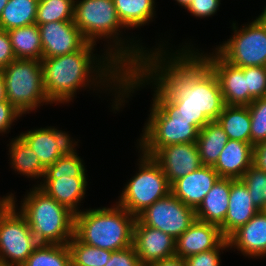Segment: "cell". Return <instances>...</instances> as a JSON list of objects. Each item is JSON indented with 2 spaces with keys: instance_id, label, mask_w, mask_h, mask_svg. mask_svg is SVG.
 <instances>
[{
  "instance_id": "obj_40",
  "label": "cell",
  "mask_w": 266,
  "mask_h": 266,
  "mask_svg": "<svg viewBox=\"0 0 266 266\" xmlns=\"http://www.w3.org/2000/svg\"><path fill=\"white\" fill-rule=\"evenodd\" d=\"M23 114L7 100L0 102V133L7 132L13 122Z\"/></svg>"
},
{
  "instance_id": "obj_10",
  "label": "cell",
  "mask_w": 266,
  "mask_h": 266,
  "mask_svg": "<svg viewBox=\"0 0 266 266\" xmlns=\"http://www.w3.org/2000/svg\"><path fill=\"white\" fill-rule=\"evenodd\" d=\"M232 26L234 35L214 51L237 67H266V18L260 14L240 30L236 23Z\"/></svg>"
},
{
  "instance_id": "obj_1",
  "label": "cell",
  "mask_w": 266,
  "mask_h": 266,
  "mask_svg": "<svg viewBox=\"0 0 266 266\" xmlns=\"http://www.w3.org/2000/svg\"><path fill=\"white\" fill-rule=\"evenodd\" d=\"M162 46L151 50L138 68L126 71L122 105L134 89L152 83L201 129L210 121H216L225 107L216 74L188 44L176 54Z\"/></svg>"
},
{
  "instance_id": "obj_24",
  "label": "cell",
  "mask_w": 266,
  "mask_h": 266,
  "mask_svg": "<svg viewBox=\"0 0 266 266\" xmlns=\"http://www.w3.org/2000/svg\"><path fill=\"white\" fill-rule=\"evenodd\" d=\"M229 138L217 121H210L200 129L196 145L201 162L214 166Z\"/></svg>"
},
{
  "instance_id": "obj_19",
  "label": "cell",
  "mask_w": 266,
  "mask_h": 266,
  "mask_svg": "<svg viewBox=\"0 0 266 266\" xmlns=\"http://www.w3.org/2000/svg\"><path fill=\"white\" fill-rule=\"evenodd\" d=\"M227 240L229 248H236L248 258L266 256V210L258 211Z\"/></svg>"
},
{
  "instance_id": "obj_37",
  "label": "cell",
  "mask_w": 266,
  "mask_h": 266,
  "mask_svg": "<svg viewBox=\"0 0 266 266\" xmlns=\"http://www.w3.org/2000/svg\"><path fill=\"white\" fill-rule=\"evenodd\" d=\"M229 242L225 239L217 248L185 258L186 266H220V251L227 250Z\"/></svg>"
},
{
  "instance_id": "obj_41",
  "label": "cell",
  "mask_w": 266,
  "mask_h": 266,
  "mask_svg": "<svg viewBox=\"0 0 266 266\" xmlns=\"http://www.w3.org/2000/svg\"><path fill=\"white\" fill-rule=\"evenodd\" d=\"M14 60H16V57L12 49L10 36L6 30L0 29V71Z\"/></svg>"
},
{
  "instance_id": "obj_44",
  "label": "cell",
  "mask_w": 266,
  "mask_h": 266,
  "mask_svg": "<svg viewBox=\"0 0 266 266\" xmlns=\"http://www.w3.org/2000/svg\"><path fill=\"white\" fill-rule=\"evenodd\" d=\"M7 100L6 91H5V82L0 71V102Z\"/></svg>"
},
{
  "instance_id": "obj_14",
  "label": "cell",
  "mask_w": 266,
  "mask_h": 266,
  "mask_svg": "<svg viewBox=\"0 0 266 266\" xmlns=\"http://www.w3.org/2000/svg\"><path fill=\"white\" fill-rule=\"evenodd\" d=\"M176 240L169 234L142 224L137 218L133 227V246L143 266L175 256Z\"/></svg>"
},
{
  "instance_id": "obj_28",
  "label": "cell",
  "mask_w": 266,
  "mask_h": 266,
  "mask_svg": "<svg viewBox=\"0 0 266 266\" xmlns=\"http://www.w3.org/2000/svg\"><path fill=\"white\" fill-rule=\"evenodd\" d=\"M39 0H8L0 16V29L12 30L36 24Z\"/></svg>"
},
{
  "instance_id": "obj_39",
  "label": "cell",
  "mask_w": 266,
  "mask_h": 266,
  "mask_svg": "<svg viewBox=\"0 0 266 266\" xmlns=\"http://www.w3.org/2000/svg\"><path fill=\"white\" fill-rule=\"evenodd\" d=\"M220 2V0H193L187 10L199 18L210 17L217 13Z\"/></svg>"
},
{
  "instance_id": "obj_27",
  "label": "cell",
  "mask_w": 266,
  "mask_h": 266,
  "mask_svg": "<svg viewBox=\"0 0 266 266\" xmlns=\"http://www.w3.org/2000/svg\"><path fill=\"white\" fill-rule=\"evenodd\" d=\"M16 59L42 60V43L37 24L7 31Z\"/></svg>"
},
{
  "instance_id": "obj_36",
  "label": "cell",
  "mask_w": 266,
  "mask_h": 266,
  "mask_svg": "<svg viewBox=\"0 0 266 266\" xmlns=\"http://www.w3.org/2000/svg\"><path fill=\"white\" fill-rule=\"evenodd\" d=\"M247 89L249 90V104L254 100L266 97V67H244Z\"/></svg>"
},
{
  "instance_id": "obj_11",
  "label": "cell",
  "mask_w": 266,
  "mask_h": 266,
  "mask_svg": "<svg viewBox=\"0 0 266 266\" xmlns=\"http://www.w3.org/2000/svg\"><path fill=\"white\" fill-rule=\"evenodd\" d=\"M142 224L159 229L175 240L196 220L195 209L185 205L171 192L155 201L136 217Z\"/></svg>"
},
{
  "instance_id": "obj_13",
  "label": "cell",
  "mask_w": 266,
  "mask_h": 266,
  "mask_svg": "<svg viewBox=\"0 0 266 266\" xmlns=\"http://www.w3.org/2000/svg\"><path fill=\"white\" fill-rule=\"evenodd\" d=\"M37 25L43 49L42 58L73 53L88 42L74 21H51Z\"/></svg>"
},
{
  "instance_id": "obj_15",
  "label": "cell",
  "mask_w": 266,
  "mask_h": 266,
  "mask_svg": "<svg viewBox=\"0 0 266 266\" xmlns=\"http://www.w3.org/2000/svg\"><path fill=\"white\" fill-rule=\"evenodd\" d=\"M19 136L35 151L45 168L78 145L68 133L50 126L22 132Z\"/></svg>"
},
{
  "instance_id": "obj_43",
  "label": "cell",
  "mask_w": 266,
  "mask_h": 266,
  "mask_svg": "<svg viewBox=\"0 0 266 266\" xmlns=\"http://www.w3.org/2000/svg\"><path fill=\"white\" fill-rule=\"evenodd\" d=\"M149 266H186V264L185 260L181 257L173 256L171 258L152 263Z\"/></svg>"
},
{
  "instance_id": "obj_42",
  "label": "cell",
  "mask_w": 266,
  "mask_h": 266,
  "mask_svg": "<svg viewBox=\"0 0 266 266\" xmlns=\"http://www.w3.org/2000/svg\"><path fill=\"white\" fill-rule=\"evenodd\" d=\"M253 164L266 172V141L254 146Z\"/></svg>"
},
{
  "instance_id": "obj_23",
  "label": "cell",
  "mask_w": 266,
  "mask_h": 266,
  "mask_svg": "<svg viewBox=\"0 0 266 266\" xmlns=\"http://www.w3.org/2000/svg\"><path fill=\"white\" fill-rule=\"evenodd\" d=\"M230 196V178L219 177L195 209L196 219L220 227L225 220Z\"/></svg>"
},
{
  "instance_id": "obj_22",
  "label": "cell",
  "mask_w": 266,
  "mask_h": 266,
  "mask_svg": "<svg viewBox=\"0 0 266 266\" xmlns=\"http://www.w3.org/2000/svg\"><path fill=\"white\" fill-rule=\"evenodd\" d=\"M38 186L58 203L68 207L75 214L80 212L78 205L85 197L86 177L61 176L58 179H43Z\"/></svg>"
},
{
  "instance_id": "obj_17",
  "label": "cell",
  "mask_w": 266,
  "mask_h": 266,
  "mask_svg": "<svg viewBox=\"0 0 266 266\" xmlns=\"http://www.w3.org/2000/svg\"><path fill=\"white\" fill-rule=\"evenodd\" d=\"M226 238L220 227L196 219L175 244V256L185 259L191 255L217 248Z\"/></svg>"
},
{
  "instance_id": "obj_26",
  "label": "cell",
  "mask_w": 266,
  "mask_h": 266,
  "mask_svg": "<svg viewBox=\"0 0 266 266\" xmlns=\"http://www.w3.org/2000/svg\"><path fill=\"white\" fill-rule=\"evenodd\" d=\"M231 140L250 143L251 117L248 106L225 105L216 119Z\"/></svg>"
},
{
  "instance_id": "obj_7",
  "label": "cell",
  "mask_w": 266,
  "mask_h": 266,
  "mask_svg": "<svg viewBox=\"0 0 266 266\" xmlns=\"http://www.w3.org/2000/svg\"><path fill=\"white\" fill-rule=\"evenodd\" d=\"M1 73L5 82L7 101L22 114L29 113L44 103L51 104L43 85L41 61L16 59Z\"/></svg>"
},
{
  "instance_id": "obj_9",
  "label": "cell",
  "mask_w": 266,
  "mask_h": 266,
  "mask_svg": "<svg viewBox=\"0 0 266 266\" xmlns=\"http://www.w3.org/2000/svg\"><path fill=\"white\" fill-rule=\"evenodd\" d=\"M138 160V173L127 182L116 202L135 217L171 192L163 169L151 156L141 152Z\"/></svg>"
},
{
  "instance_id": "obj_8",
  "label": "cell",
  "mask_w": 266,
  "mask_h": 266,
  "mask_svg": "<svg viewBox=\"0 0 266 266\" xmlns=\"http://www.w3.org/2000/svg\"><path fill=\"white\" fill-rule=\"evenodd\" d=\"M15 200L12 193L0 198V266H22L39 245Z\"/></svg>"
},
{
  "instance_id": "obj_35",
  "label": "cell",
  "mask_w": 266,
  "mask_h": 266,
  "mask_svg": "<svg viewBox=\"0 0 266 266\" xmlns=\"http://www.w3.org/2000/svg\"><path fill=\"white\" fill-rule=\"evenodd\" d=\"M248 109L251 117L250 140L255 146L266 141V97L254 99Z\"/></svg>"
},
{
  "instance_id": "obj_21",
  "label": "cell",
  "mask_w": 266,
  "mask_h": 266,
  "mask_svg": "<svg viewBox=\"0 0 266 266\" xmlns=\"http://www.w3.org/2000/svg\"><path fill=\"white\" fill-rule=\"evenodd\" d=\"M253 155L252 144L229 139L213 169L219 177L241 179L245 171L253 164Z\"/></svg>"
},
{
  "instance_id": "obj_45",
  "label": "cell",
  "mask_w": 266,
  "mask_h": 266,
  "mask_svg": "<svg viewBox=\"0 0 266 266\" xmlns=\"http://www.w3.org/2000/svg\"><path fill=\"white\" fill-rule=\"evenodd\" d=\"M175 1H177V3H179V5L185 7V9H187L193 0H175Z\"/></svg>"
},
{
  "instance_id": "obj_5",
  "label": "cell",
  "mask_w": 266,
  "mask_h": 266,
  "mask_svg": "<svg viewBox=\"0 0 266 266\" xmlns=\"http://www.w3.org/2000/svg\"><path fill=\"white\" fill-rule=\"evenodd\" d=\"M136 217L117 203L75 214L74 235L83 243L109 251L133 245Z\"/></svg>"
},
{
  "instance_id": "obj_30",
  "label": "cell",
  "mask_w": 266,
  "mask_h": 266,
  "mask_svg": "<svg viewBox=\"0 0 266 266\" xmlns=\"http://www.w3.org/2000/svg\"><path fill=\"white\" fill-rule=\"evenodd\" d=\"M22 266H72L68 244H39Z\"/></svg>"
},
{
  "instance_id": "obj_38",
  "label": "cell",
  "mask_w": 266,
  "mask_h": 266,
  "mask_svg": "<svg viewBox=\"0 0 266 266\" xmlns=\"http://www.w3.org/2000/svg\"><path fill=\"white\" fill-rule=\"evenodd\" d=\"M105 266H143L135 247L132 245L126 249L112 251L108 263Z\"/></svg>"
},
{
  "instance_id": "obj_29",
  "label": "cell",
  "mask_w": 266,
  "mask_h": 266,
  "mask_svg": "<svg viewBox=\"0 0 266 266\" xmlns=\"http://www.w3.org/2000/svg\"><path fill=\"white\" fill-rule=\"evenodd\" d=\"M125 29L141 27L155 16V0H113Z\"/></svg>"
},
{
  "instance_id": "obj_12",
  "label": "cell",
  "mask_w": 266,
  "mask_h": 266,
  "mask_svg": "<svg viewBox=\"0 0 266 266\" xmlns=\"http://www.w3.org/2000/svg\"><path fill=\"white\" fill-rule=\"evenodd\" d=\"M216 74L225 105H249V90L243 68L225 61L216 51L200 53L194 51ZM204 54V55H203Z\"/></svg>"
},
{
  "instance_id": "obj_20",
  "label": "cell",
  "mask_w": 266,
  "mask_h": 266,
  "mask_svg": "<svg viewBox=\"0 0 266 266\" xmlns=\"http://www.w3.org/2000/svg\"><path fill=\"white\" fill-rule=\"evenodd\" d=\"M250 196L242 179L230 178L228 210L224 223L220 226L221 232L226 239L260 211L254 205Z\"/></svg>"
},
{
  "instance_id": "obj_46",
  "label": "cell",
  "mask_w": 266,
  "mask_h": 266,
  "mask_svg": "<svg viewBox=\"0 0 266 266\" xmlns=\"http://www.w3.org/2000/svg\"><path fill=\"white\" fill-rule=\"evenodd\" d=\"M8 0H0V16L2 14L3 8L7 4Z\"/></svg>"
},
{
  "instance_id": "obj_31",
  "label": "cell",
  "mask_w": 266,
  "mask_h": 266,
  "mask_svg": "<svg viewBox=\"0 0 266 266\" xmlns=\"http://www.w3.org/2000/svg\"><path fill=\"white\" fill-rule=\"evenodd\" d=\"M72 266H105L112 251L81 242L75 235L68 242Z\"/></svg>"
},
{
  "instance_id": "obj_16",
  "label": "cell",
  "mask_w": 266,
  "mask_h": 266,
  "mask_svg": "<svg viewBox=\"0 0 266 266\" xmlns=\"http://www.w3.org/2000/svg\"><path fill=\"white\" fill-rule=\"evenodd\" d=\"M152 158L163 169L170 185L203 166L196 142L164 146Z\"/></svg>"
},
{
  "instance_id": "obj_34",
  "label": "cell",
  "mask_w": 266,
  "mask_h": 266,
  "mask_svg": "<svg viewBox=\"0 0 266 266\" xmlns=\"http://www.w3.org/2000/svg\"><path fill=\"white\" fill-rule=\"evenodd\" d=\"M246 184L254 205L266 210V172L252 164L241 178Z\"/></svg>"
},
{
  "instance_id": "obj_32",
  "label": "cell",
  "mask_w": 266,
  "mask_h": 266,
  "mask_svg": "<svg viewBox=\"0 0 266 266\" xmlns=\"http://www.w3.org/2000/svg\"><path fill=\"white\" fill-rule=\"evenodd\" d=\"M75 0H39L36 24L73 21Z\"/></svg>"
},
{
  "instance_id": "obj_47",
  "label": "cell",
  "mask_w": 266,
  "mask_h": 266,
  "mask_svg": "<svg viewBox=\"0 0 266 266\" xmlns=\"http://www.w3.org/2000/svg\"><path fill=\"white\" fill-rule=\"evenodd\" d=\"M261 14L266 18V6Z\"/></svg>"
},
{
  "instance_id": "obj_18",
  "label": "cell",
  "mask_w": 266,
  "mask_h": 266,
  "mask_svg": "<svg viewBox=\"0 0 266 266\" xmlns=\"http://www.w3.org/2000/svg\"><path fill=\"white\" fill-rule=\"evenodd\" d=\"M219 178L212 166H201L195 171L175 180L171 193L185 205L196 209Z\"/></svg>"
},
{
  "instance_id": "obj_33",
  "label": "cell",
  "mask_w": 266,
  "mask_h": 266,
  "mask_svg": "<svg viewBox=\"0 0 266 266\" xmlns=\"http://www.w3.org/2000/svg\"><path fill=\"white\" fill-rule=\"evenodd\" d=\"M75 147L59 157L51 166H48L43 178L58 179L61 176L86 177L83 159L78 156Z\"/></svg>"
},
{
  "instance_id": "obj_3",
  "label": "cell",
  "mask_w": 266,
  "mask_h": 266,
  "mask_svg": "<svg viewBox=\"0 0 266 266\" xmlns=\"http://www.w3.org/2000/svg\"><path fill=\"white\" fill-rule=\"evenodd\" d=\"M73 21L88 42L96 44L98 38L113 39V45L108 42L110 45L105 52L125 71L138 68L150 53L143 45L133 43L134 40L126 42L125 38L124 41L119 38L120 30L125 27L118 18L113 0H75Z\"/></svg>"
},
{
  "instance_id": "obj_25",
  "label": "cell",
  "mask_w": 266,
  "mask_h": 266,
  "mask_svg": "<svg viewBox=\"0 0 266 266\" xmlns=\"http://www.w3.org/2000/svg\"><path fill=\"white\" fill-rule=\"evenodd\" d=\"M14 138L9 147L12 168L21 175L34 178V180L44 177L46 168L41 164L35 151L20 136Z\"/></svg>"
},
{
  "instance_id": "obj_6",
  "label": "cell",
  "mask_w": 266,
  "mask_h": 266,
  "mask_svg": "<svg viewBox=\"0 0 266 266\" xmlns=\"http://www.w3.org/2000/svg\"><path fill=\"white\" fill-rule=\"evenodd\" d=\"M19 212L39 244H68L74 236L75 213L38 185L24 196Z\"/></svg>"
},
{
  "instance_id": "obj_4",
  "label": "cell",
  "mask_w": 266,
  "mask_h": 266,
  "mask_svg": "<svg viewBox=\"0 0 266 266\" xmlns=\"http://www.w3.org/2000/svg\"><path fill=\"white\" fill-rule=\"evenodd\" d=\"M154 89L151 112L138 139L140 152L151 157L164 146L196 142L201 129L156 86Z\"/></svg>"
},
{
  "instance_id": "obj_2",
  "label": "cell",
  "mask_w": 266,
  "mask_h": 266,
  "mask_svg": "<svg viewBox=\"0 0 266 266\" xmlns=\"http://www.w3.org/2000/svg\"><path fill=\"white\" fill-rule=\"evenodd\" d=\"M95 45L87 42L81 49L73 53L42 58L43 85L51 103L71 102L80 88L86 86L90 88L91 85L97 87L101 84L102 87L98 86L101 89H104V86L107 87L104 89L105 91L108 89L111 92L114 91L115 99L111 106L114 110L120 109L122 106V84L126 71L106 52L101 55L103 57L98 55L97 58L93 54Z\"/></svg>"
}]
</instances>
